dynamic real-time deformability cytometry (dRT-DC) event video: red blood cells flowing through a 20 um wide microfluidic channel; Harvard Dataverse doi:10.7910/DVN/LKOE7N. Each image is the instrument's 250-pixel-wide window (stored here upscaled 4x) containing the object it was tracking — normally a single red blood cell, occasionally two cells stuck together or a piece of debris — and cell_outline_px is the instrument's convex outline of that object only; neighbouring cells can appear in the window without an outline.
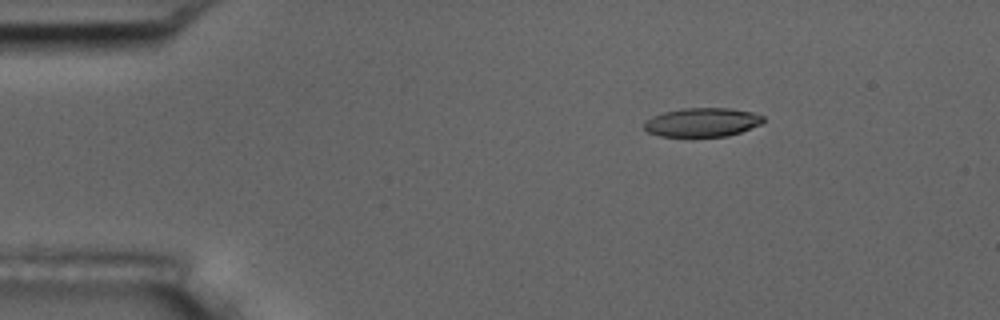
{"species": "common noctule bat (a hibernating species)", "species_latin": "Nyctalus noctula", "temperature_condition": "room temperature", "stored_images_in_passage": 3, "camera_frame_rate_fps": 3000, "um_per_image_px": 0.085, "animal": {"sex": "male", "body_mass_g": 17.5, "forearm_length_mm": 52.3}, "frame": {"image": 1, "passage_image": 1, "time_ms": 0.0, "image_size_px": [1000, 320], "cell_outline_px": [[764, 120], [760, 124], [740, 132], [728, 136], [660, 136], [648, 132], [644, 128], [644, 120], [652, 116], [664, 112], [680, 108], [732, 108], [752, 112], [764, 116]], "centroid_in_image_um": [59.67, 10.38], "position_along_channel_um": 25.3, "area_um2": 20.06}}